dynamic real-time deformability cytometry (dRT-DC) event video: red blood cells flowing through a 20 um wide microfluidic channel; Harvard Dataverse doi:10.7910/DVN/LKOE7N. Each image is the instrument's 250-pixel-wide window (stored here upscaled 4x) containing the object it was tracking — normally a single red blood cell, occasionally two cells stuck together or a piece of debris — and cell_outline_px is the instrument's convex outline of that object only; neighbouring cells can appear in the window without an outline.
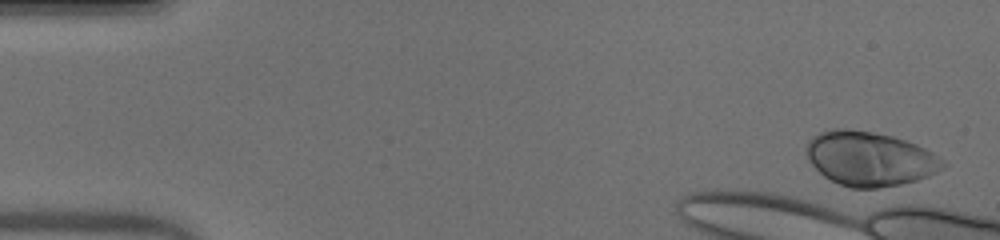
{"species": "human", "species_latin": "Homo sapiens", "temperature_condition": "warm", "stored_images_in_passage": 4, "camera_frame_rate_fps": 3000, "um_per_image_px": 0.085, "donor": {"sex": "male"}, "frame": {"image": 1, "passage_image": 1, "time_ms": 0.0, "image_size_px": [1000, 240], "cell_outline_px": [[948, 164], [944, 168], [928, 176], [916, 180], [900, 184], [876, 188], [852, 188], [840, 184], [824, 176], [808, 160], [804, 152], [804, 148], [808, 140], [812, 136], [820, 132], [832, 128], [848, 128], [872, 132], [892, 136], [916, 144], [932, 152]], "centroid_in_image_um": [73.89, 13.47], "position_along_channel_um": 11.1, "area_um2": 43.35}}